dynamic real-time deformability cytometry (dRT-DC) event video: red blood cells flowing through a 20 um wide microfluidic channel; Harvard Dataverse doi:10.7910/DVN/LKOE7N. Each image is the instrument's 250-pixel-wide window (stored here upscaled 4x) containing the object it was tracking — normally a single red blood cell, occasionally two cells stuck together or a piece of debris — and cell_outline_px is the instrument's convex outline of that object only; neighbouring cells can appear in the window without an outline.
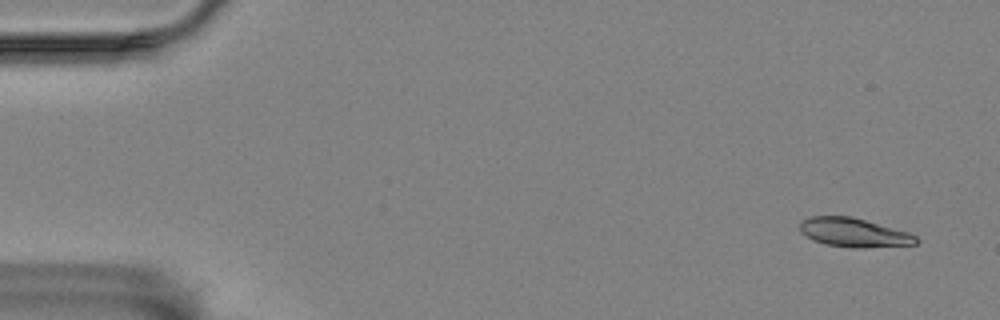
{"species": "Egyptian fruit bat (a non-hibernating species)", "species_latin": "Rousettus aegyptiacus", "temperature_condition": "room temperature", "stored_images_in_passage": 55, "camera_frame_rate_fps": 3000, "um_per_image_px": 0.085, "animal": {"sex": "female"}, "frame": {"image": 1, "passage_image": 1, "time_ms": 0.0, "image_size_px": [1000, 320], "cell_outline_px": [[916, 244], [860, 248], [852, 248], [828, 244], [812, 240], [800, 232], [800, 220], [808, 216], [852, 216], [908, 232], [916, 236]], "centroid_in_image_um": [72.52, 19.75], "position_along_channel_um": 12.5, "area_um2": 19.54}}
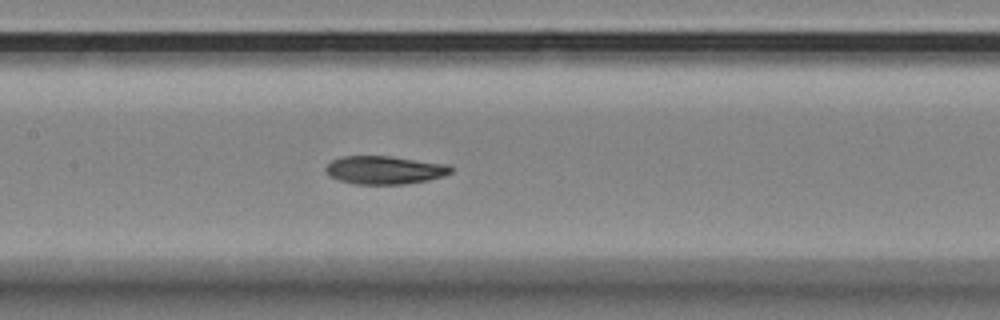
{"frame": {"image": 2, "passage_image": 25, "time_ms": 8.0, "image_size_px": [1000, 320], "cell_outline_px": [[452, 172], [444, 176], [428, 180], [404, 184], [356, 184], [340, 180], [328, 176], [324, 168], [332, 160], [344, 156], [388, 156], [448, 164], [452, 168]], "centroid_in_image_um": [32.69, 14.45], "position_along_channel_um": 174.7, "area_um2": 20.52}}
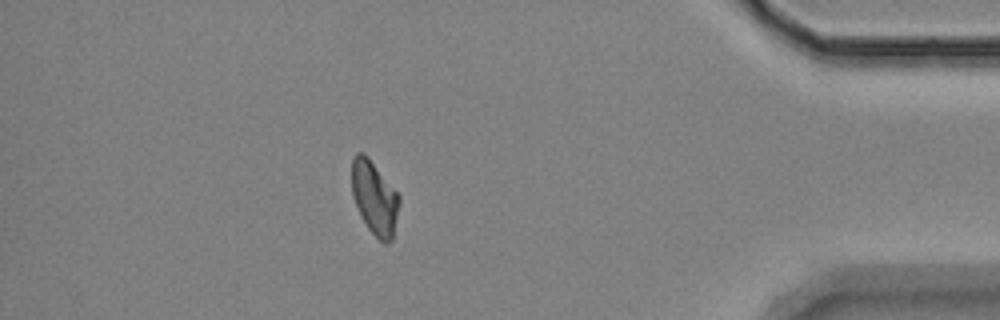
{"frame": {"image": 3, "passage_image": 48, "time_ms": 15.667, "image_size_px": [1000, 320], "cell_outline_px": [[400, 204], [392, 240], [388, 244], [384, 244], [368, 228], [356, 204], [352, 192], [352, 160], [356, 152], [364, 152], [368, 156], [400, 196]], "centroid_in_image_um": [31.85, 16.8], "position_along_channel_um": 403.3, "area_um2": 20.17}, "authors_computed_cell_mechanics": {"area_um2": 20.519, "velocity_mm_per_s": 3.5099, "shape_relaxation_time_tau1_ms": null, "shape_relaxation_time_tau2_ms": 5.0529, "deformation_change_tau1": null, "deformation_change_tau2": 0.101}}